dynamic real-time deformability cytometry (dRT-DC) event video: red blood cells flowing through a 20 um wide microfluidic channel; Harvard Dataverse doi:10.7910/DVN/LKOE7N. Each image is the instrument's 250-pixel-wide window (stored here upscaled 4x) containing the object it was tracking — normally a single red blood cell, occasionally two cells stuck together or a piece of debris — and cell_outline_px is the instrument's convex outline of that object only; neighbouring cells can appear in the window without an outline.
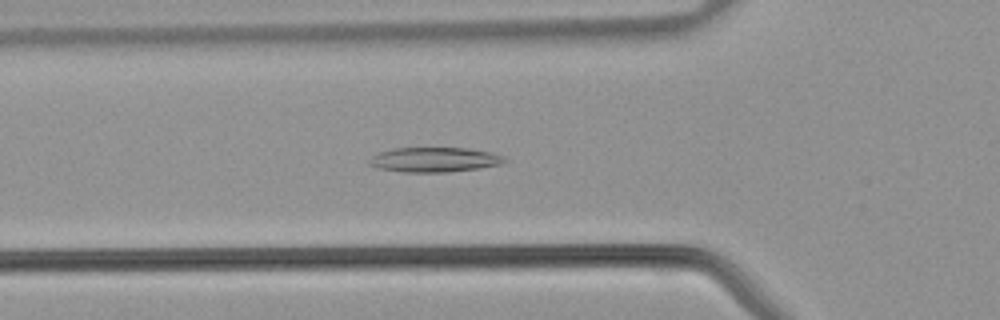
{"species": "common noctule bat (a hibernating species)", "species_latin": "Nyctalus noctula", "temperature_condition": "warm", "stored_images_in_passage": 31, "camera_frame_rate_fps": 3000, "um_per_image_px": 0.085, "animal": {"sex": "male", "body_mass_g": 21.5, "forearm_length_mm": 52.0}, "frame": {"image": 1, "passage_image": 4, "time_ms": 1.0, "image_size_px": [1000, 320], "cell_outline_px": [[508, 160], [500, 164], [480, 168], [448, 172], [404, 172], [380, 168], [368, 164], [368, 160], [372, 156], [380, 152], [396, 148], [468, 148], [492, 152], [504, 156]], "centroid_in_image_um": [36.96, 13.57], "position_along_channel_um": 88.8, "area_um2": 19.48}}
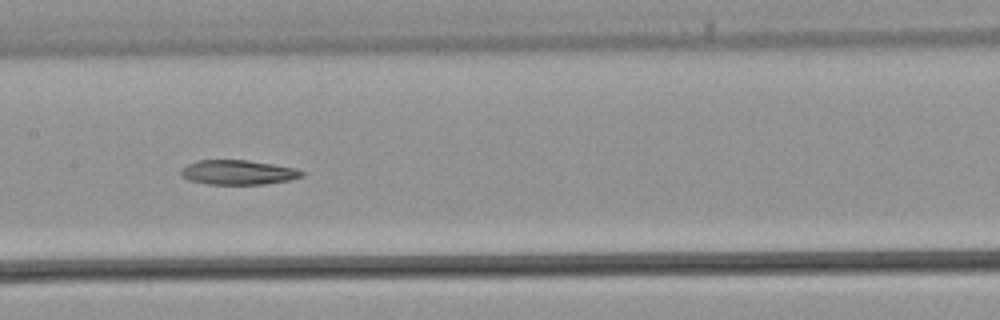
{"frame": {"image": 2, "passage_image": 10, "time_ms": 3.0, "image_size_px": [1000, 320], "cell_outline_px": [[304, 176], [288, 180], [264, 184], [208, 184], [188, 180], [180, 176], [180, 172], [188, 164], [196, 160], [248, 160], [296, 168], [304, 172]], "centroid_in_image_um": [20.22, 14.65], "position_along_channel_um": 187.2, "area_um2": 17.28}}
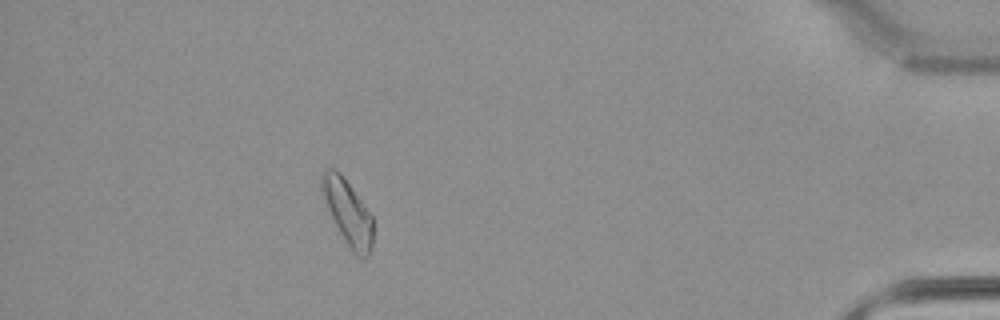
{"frame": {"image": 3, "passage_image": 27, "time_ms": 8.667, "image_size_px": [1000, 320], "cell_outline_px": [[372, 248], [368, 256], [356, 256], [352, 252], [344, 240], [328, 208], [320, 188], [320, 172], [324, 168], [336, 168], [340, 172], [364, 204], [372, 216]], "centroid_in_image_um": [29.54, 17.99], "position_along_channel_um": 405.7, "area_um2": 19.25}}